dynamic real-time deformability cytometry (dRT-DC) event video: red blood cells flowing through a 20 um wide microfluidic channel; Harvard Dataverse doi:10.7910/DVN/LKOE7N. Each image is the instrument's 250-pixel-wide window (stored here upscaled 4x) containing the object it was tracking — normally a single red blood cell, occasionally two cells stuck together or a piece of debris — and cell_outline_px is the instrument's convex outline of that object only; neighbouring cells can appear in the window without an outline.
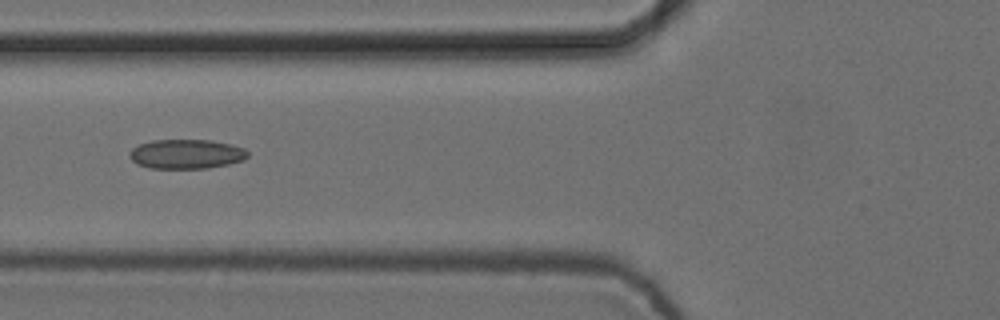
{"species": "common noctule bat (a hibernating species)", "species_latin": "Nyctalus noctula", "temperature_condition": "cold", "stored_images_in_passage": 5, "camera_frame_rate_fps": 3000, "um_per_image_px": 0.085, "animal": {"sex": "female", "body_mass_g": 24.6, "forearm_length_mm": 56.2}, "frame": {"image": 1, "passage_image": 5, "time_ms": 1.333, "image_size_px": [1000, 320], "cell_outline_px": [[248, 156], [244, 160], [228, 164], [208, 168], [148, 168], [136, 164], [128, 156], [128, 152], [132, 148], [140, 144], [152, 140], [212, 140], [244, 148], [248, 152]], "centroid_in_image_um": [15.8, 13.09], "position_along_channel_um": 110.0, "area_um2": 20.35}}